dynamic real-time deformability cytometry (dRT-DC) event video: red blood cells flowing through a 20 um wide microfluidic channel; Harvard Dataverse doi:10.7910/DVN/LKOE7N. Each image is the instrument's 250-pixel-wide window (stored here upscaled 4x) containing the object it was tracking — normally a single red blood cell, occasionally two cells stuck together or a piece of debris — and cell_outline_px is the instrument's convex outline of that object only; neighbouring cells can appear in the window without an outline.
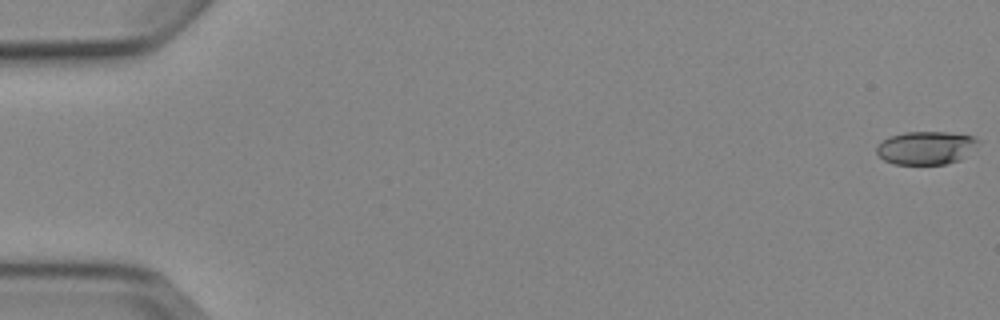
{"species": "Egyptian fruit bat (a non-hibernating species)", "species_latin": "Rousettus aegyptiacus", "temperature_condition": "cold", "stored_images_in_passage": 6, "camera_frame_rate_fps": 3000, "um_per_image_px": 0.085, "animal": {"sex": "female"}, "frame": {"image": 1, "passage_image": 1, "time_ms": 0.0, "image_size_px": [1000, 320], "cell_outline_px": [[980, 140], [960, 160], [944, 164], [892, 164], [884, 160], [876, 152], [876, 148], [888, 136], [904, 132], [948, 132], [976, 136]], "centroid_in_image_um": [78.69, 12.56], "position_along_channel_um": 6.3, "area_um2": 19.54}}
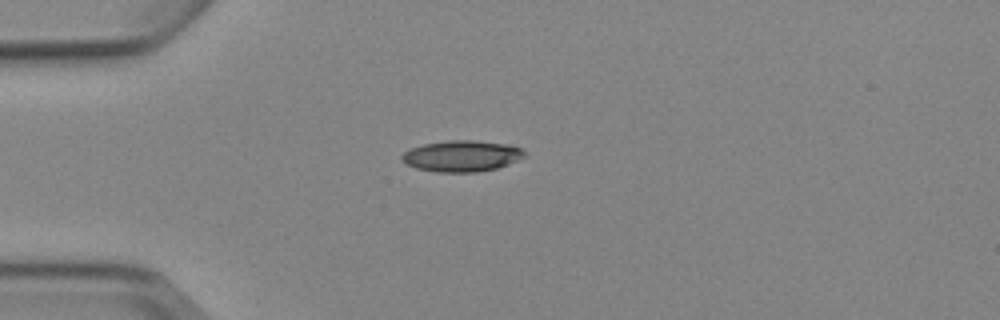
{"frame": {"image": 2, "passage_image": 5, "time_ms": 4.667, "image_size_px": [1000, 320], "cell_outline_px": [[524, 156], [508, 164], [496, 168], [476, 172], [436, 172], [416, 168], [400, 160], [400, 156], [404, 152], [412, 148], [424, 144], [448, 140], [476, 140], [504, 144], [520, 148], [524, 152]], "centroid_in_image_um": [39.2, 13.26], "position_along_channel_um": 45.8, "area_um2": 22.02}}
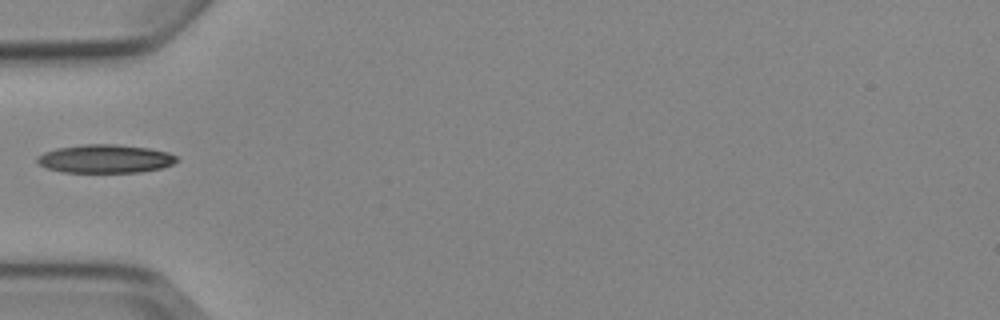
{"frame": {"image": 3, "passage_image": 6, "time_ms": 6.0, "image_size_px": [1000, 320], "cell_outline_px": [[180, 160], [172, 164], [160, 168], [140, 172], [64, 172], [48, 168], [40, 164], [36, 160], [36, 156], [44, 152], [56, 148], [84, 144], [116, 144], [148, 148], [168, 152], [176, 156]], "centroid_in_image_um": [8.94, 13.49], "position_along_channel_um": 76.1, "area_um2": 23.06}}